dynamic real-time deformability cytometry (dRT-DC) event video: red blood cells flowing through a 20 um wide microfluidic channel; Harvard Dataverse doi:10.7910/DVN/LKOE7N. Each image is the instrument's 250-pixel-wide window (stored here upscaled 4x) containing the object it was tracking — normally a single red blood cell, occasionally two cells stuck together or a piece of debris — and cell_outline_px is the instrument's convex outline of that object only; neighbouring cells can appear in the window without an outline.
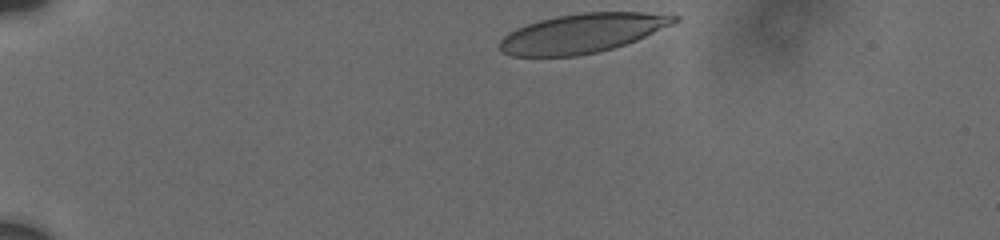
{"species": "human", "species_latin": "Homo sapiens", "temperature_condition": "cold", "stored_images_in_passage": 11, "camera_frame_rate_fps": 3000, "um_per_image_px": 0.085, "donor": {"sex": "male"}, "frame": {"image": 1, "passage_image": 1, "time_ms": 0.0, "image_size_px": [1000, 240], "cell_outline_px": [[680, 20], [672, 24], [636, 40], [612, 48], [596, 52], [576, 56], [512, 56], [500, 52], [500, 40], [508, 32], [516, 28], [540, 20], [556, 16], [584, 12], [644, 12], [680, 16]], "centroid_in_image_um": [49.47, 2.82], "position_along_channel_um": 35.5, "area_um2": 39.65}}